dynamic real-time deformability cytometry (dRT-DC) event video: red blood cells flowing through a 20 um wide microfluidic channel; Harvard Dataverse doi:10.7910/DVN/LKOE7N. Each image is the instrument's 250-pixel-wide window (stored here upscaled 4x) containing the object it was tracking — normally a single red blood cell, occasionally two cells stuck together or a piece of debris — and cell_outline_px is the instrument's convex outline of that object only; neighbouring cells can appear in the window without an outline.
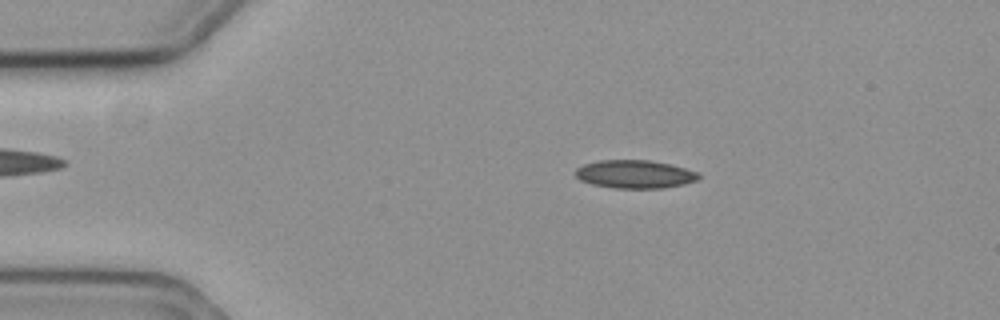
{"species": "common noctule bat (a hibernating species)", "species_latin": "Nyctalus noctula", "temperature_condition": "cold", "stored_images_in_passage": 57, "camera_frame_rate_fps": 3000, "um_per_image_px": 0.085, "animal": {"sex": "female", "body_mass_g": 19.3, "forearm_length_mm": 54.1}, "frame": {"image": 1, "passage_image": 10, "time_ms": 3.0, "image_size_px": [1000, 320], "cell_outline_px": [[700, 176], [696, 180], [684, 184], [660, 188], [612, 188], [592, 184], [580, 180], [572, 172], [576, 168], [584, 164], [596, 160], [648, 160], [668, 164], [684, 168], [696, 172]], "centroid_in_image_um": [53.88, 14.8], "position_along_channel_um": 31.1, "area_um2": 20.17}}
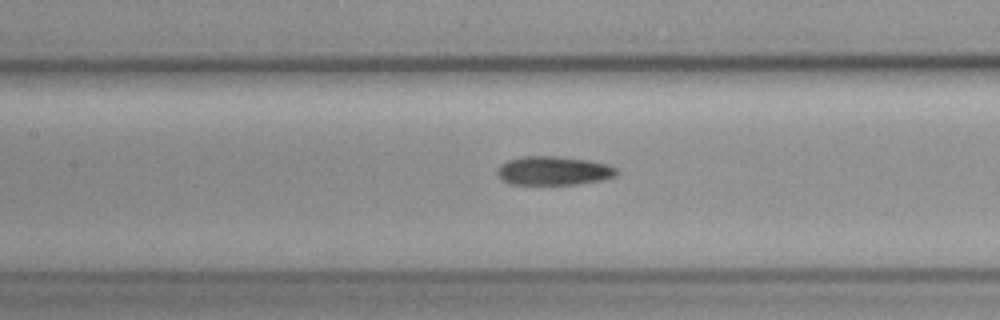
{"frame": {"image": 2, "passage_image": 25, "time_ms": 8.0, "image_size_px": [1000, 320], "cell_outline_px": [[620, 172], [616, 176], [600, 180], [576, 184], [508, 184], [500, 180], [496, 172], [500, 164], [508, 160], [524, 156], [556, 156], [588, 160], [608, 164], [616, 168]], "centroid_in_image_um": [47.03, 14.51], "position_along_channel_um": 160.4, "area_um2": 20.17}}
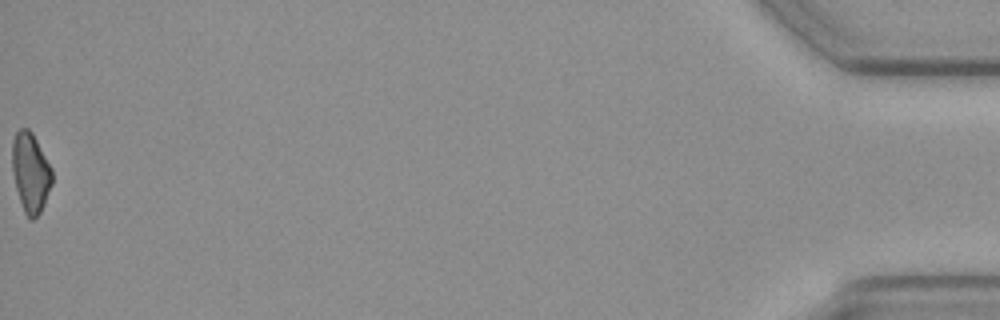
{"frame": {"image": 3, "passage_image": 57, "time_ms": 18.667, "image_size_px": [1000, 320], "cell_outline_px": [[52, 184], [44, 204], [40, 212], [32, 220], [28, 220], [24, 212], [16, 188], [12, 172], [12, 140], [16, 132], [20, 128], [28, 128], [32, 132], [52, 168]], "centroid_in_image_um": [2.59, 14.66], "position_along_channel_um": 432.6, "area_um2": 18.55}, "authors_computed_cell_mechanics": {"area_um2": 20.0566, "velocity_mm_per_s": 3.5886, "shape_relaxation_time_tau1_ms": null, "shape_relaxation_time_tau2_ms": 3.8774, "deformation_change_tau1": null, "deformation_change_tau2": 0.1004}}